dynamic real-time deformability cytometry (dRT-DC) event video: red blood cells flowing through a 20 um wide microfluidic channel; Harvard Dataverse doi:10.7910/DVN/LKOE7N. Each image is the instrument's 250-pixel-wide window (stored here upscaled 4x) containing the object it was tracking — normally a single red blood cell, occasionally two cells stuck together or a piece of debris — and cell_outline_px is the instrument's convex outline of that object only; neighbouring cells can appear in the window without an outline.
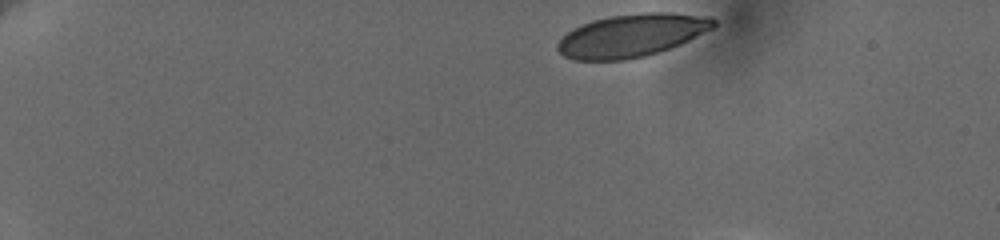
{"species": "human", "species_latin": "Homo sapiens", "temperature_condition": "cold", "stored_images_in_passage": 14, "camera_frame_rate_fps": 3000, "um_per_image_px": 0.085, "donor": {"sex": "female"}, "frame": {"image": 1, "passage_image": 1, "time_ms": 0.0, "image_size_px": [1000, 240], "cell_outline_px": [[716, 24], [712, 28], [680, 44], [644, 56], [624, 60], [572, 60], [564, 56], [556, 48], [556, 44], [572, 28], [580, 24], [592, 20], [608, 16], [640, 12], [672, 12], [712, 16], [716, 20]], "centroid_in_image_um": [53.68, 2.99], "position_along_channel_um": 31.3, "area_um2": 39.13}}
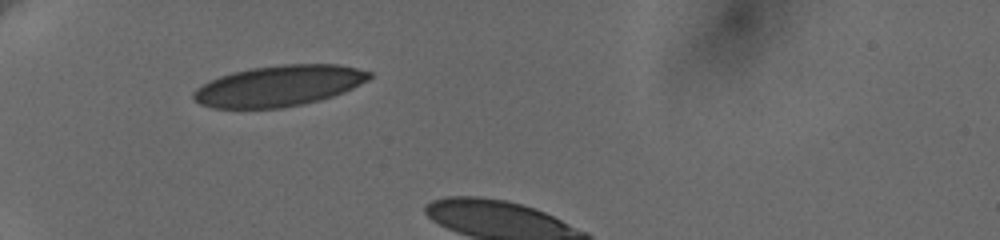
{"frame": {"image": 2, "passage_image": 11, "time_ms": 3.333, "image_size_px": [1000, 240], "cell_outline_px": [[372, 76], [368, 80], [344, 92], [320, 100], [304, 104], [280, 108], [212, 108], [200, 104], [192, 96], [192, 92], [196, 88], [208, 80], [232, 72], [252, 68], [280, 64], [336, 64], [356, 68], [372, 72]], "centroid_in_image_um": [23.69, 7.29], "position_along_channel_um": 61.3, "area_um2": 41.96}}